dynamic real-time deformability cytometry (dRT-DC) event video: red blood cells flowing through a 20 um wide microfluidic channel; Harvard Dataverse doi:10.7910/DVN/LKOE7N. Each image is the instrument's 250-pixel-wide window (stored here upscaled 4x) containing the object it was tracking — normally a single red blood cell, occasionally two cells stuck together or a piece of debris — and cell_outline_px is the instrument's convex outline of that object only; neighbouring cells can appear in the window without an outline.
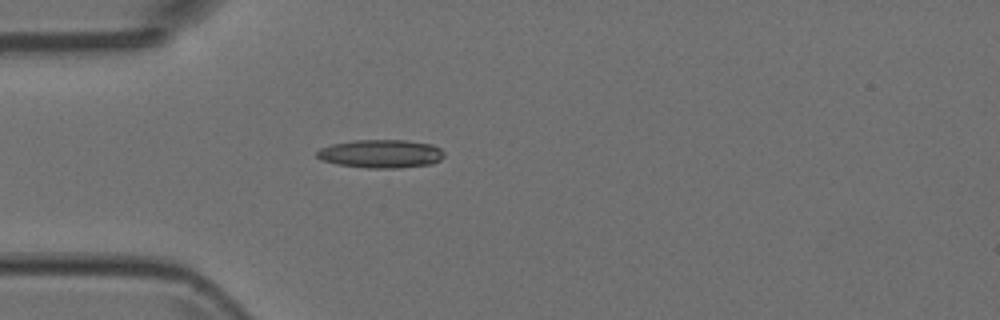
{"species": "Egyptian fruit bat (a non-hibernating species)", "species_latin": "Rousettus aegyptiacus", "temperature_condition": "room temperature", "stored_images_in_passage": 1, "camera_frame_rate_fps": 3000, "um_per_image_px": 0.085, "animal": {"sex": "female"}, "frame": {"image": 1, "passage_image": 1, "time_ms": 0.0, "image_size_px": [1000, 320], "cell_outline_px": [[444, 156], [440, 160], [432, 164], [400, 168], [368, 168], [336, 164], [320, 160], [316, 156], [316, 152], [320, 148], [332, 144], [352, 140], [404, 140], [432, 144], [440, 148], [444, 152]], "centroid_in_image_um": [32.37, 13.07], "position_along_channel_um": 52.6, "area_um2": 21.21}}